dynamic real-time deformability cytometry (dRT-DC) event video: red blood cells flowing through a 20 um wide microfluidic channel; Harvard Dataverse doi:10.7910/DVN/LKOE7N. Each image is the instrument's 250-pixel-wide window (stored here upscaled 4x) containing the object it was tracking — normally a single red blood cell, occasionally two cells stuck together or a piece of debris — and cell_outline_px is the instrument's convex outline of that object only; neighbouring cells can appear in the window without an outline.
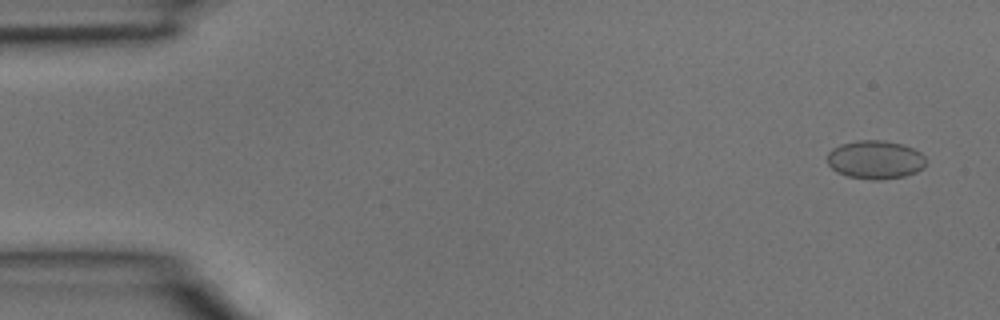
{"species": "common noctule bat (a hibernating species)", "species_latin": "Nyctalus noctula", "temperature_condition": "room temperature", "stored_images_in_passage": 4, "camera_frame_rate_fps": 3000, "um_per_image_px": 0.085, "animal": {"sex": "male", "body_mass_g": 15.6}, "frame": {"image": 1, "passage_image": 1, "time_ms": 0.0, "image_size_px": [1000, 320], "cell_outline_px": [[924, 168], [916, 172], [904, 176], [880, 180], [872, 180], [848, 176], [836, 172], [828, 164], [828, 152], [832, 148], [840, 144], [856, 140], [884, 140], [900, 144], [912, 148], [920, 152], [924, 156]], "centroid_in_image_um": [74.37, 13.57], "position_along_channel_um": 10.6, "area_um2": 22.14}}
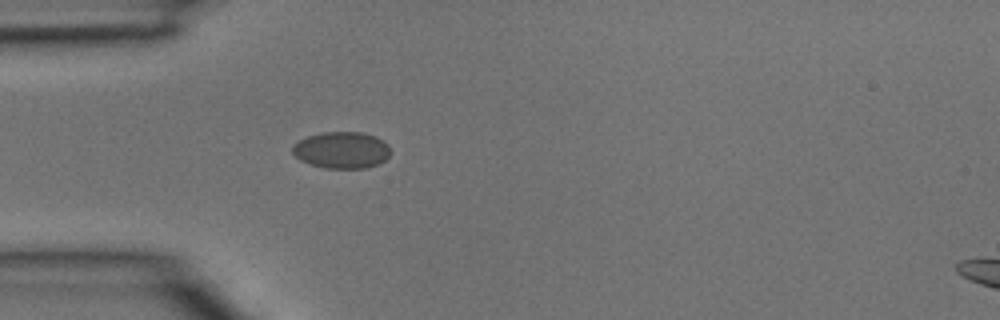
{"frame": {"image": 2, "passage_image": 4, "time_ms": 1.0, "image_size_px": [1000, 320], "cell_outline_px": [[392, 152], [384, 160], [376, 164], [364, 168], [324, 168], [300, 160], [292, 152], [292, 144], [308, 136], [320, 132], [364, 132], [376, 136], [384, 140], [388, 144]], "centroid_in_image_um": [29.06, 12.74], "position_along_channel_um": 55.9, "area_um2": 21.04}}